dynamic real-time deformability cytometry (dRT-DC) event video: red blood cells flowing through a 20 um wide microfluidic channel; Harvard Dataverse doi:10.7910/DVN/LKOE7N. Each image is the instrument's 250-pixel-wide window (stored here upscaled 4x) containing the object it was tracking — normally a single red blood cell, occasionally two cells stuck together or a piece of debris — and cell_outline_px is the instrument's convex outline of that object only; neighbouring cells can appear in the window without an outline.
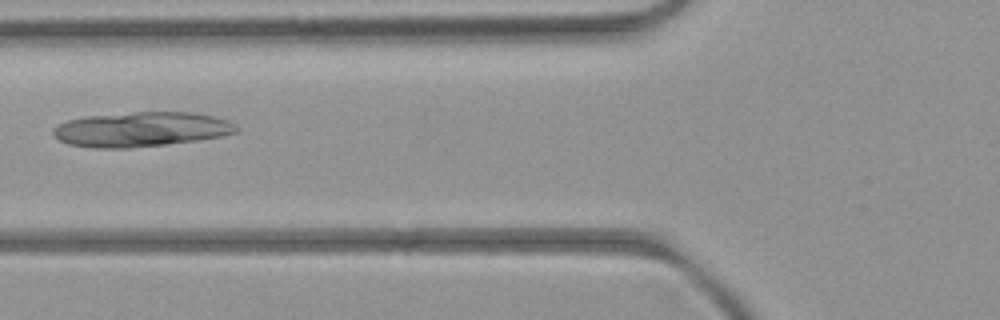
{"species": "common noctule bat (a hibernating species)", "species_latin": "Nyctalus noctula", "temperature_condition": "room temperature", "stored_images_in_passage": 4, "camera_frame_rate_fps": 3000, "um_per_image_px": 0.085, "animal": {"sex": "female", "body_mass_g": 21.9}, "frame": {"image": 1, "passage_image": 3, "time_ms": 2.333, "image_size_px": [1000, 320], "cell_outline_px": [[240, 128], [236, 132], [220, 136], [196, 140], [164, 144], [128, 148], [92, 148], [68, 144], [60, 140], [52, 132], [52, 128], [68, 120], [84, 116], [136, 112], [196, 112], [228, 120], [236, 124]], "centroid_in_image_um": [12.0, 10.99], "position_along_channel_um": 113.8, "area_um2": 36.99}}
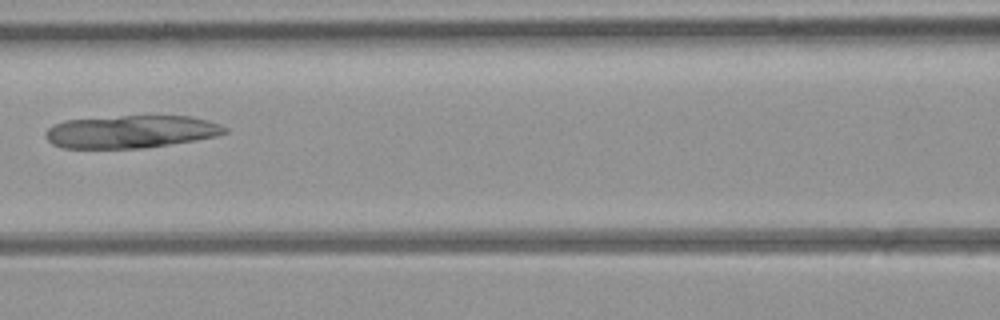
{"frame": {"image": 2, "passage_image": 4, "time_ms": 3.333, "image_size_px": [1000, 320], "cell_outline_px": [[228, 132], [216, 136], [196, 140], [140, 148], [64, 148], [52, 144], [44, 136], [44, 132], [52, 124], [64, 120], [120, 116], [188, 116], [208, 120], [220, 124], [228, 128]], "centroid_in_image_um": [11.1, 11.19], "position_along_channel_um": 155.5, "area_um2": 34.22}}